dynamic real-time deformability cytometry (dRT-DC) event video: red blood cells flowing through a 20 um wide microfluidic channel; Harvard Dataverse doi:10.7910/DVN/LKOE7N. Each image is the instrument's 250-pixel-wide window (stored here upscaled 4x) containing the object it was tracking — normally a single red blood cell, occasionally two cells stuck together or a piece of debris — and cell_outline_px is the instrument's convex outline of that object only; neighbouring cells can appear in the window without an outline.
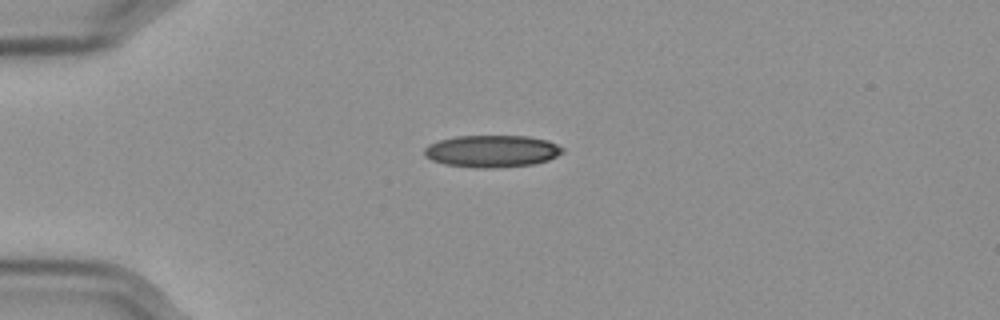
{"species": "Egyptian fruit bat (a non-hibernating species)", "species_latin": "Rousettus aegyptiacus", "temperature_condition": "cold", "stored_images_in_passage": 43, "camera_frame_rate_fps": 3000, "um_per_image_px": 0.085, "frame": {"image": 1, "passage_image": 1, "time_ms": 0.0, "image_size_px": [1000, 320], "cell_outline_px": [[564, 152], [548, 160], [532, 164], [496, 168], [476, 168], [444, 164], [432, 160], [424, 156], [424, 148], [428, 144], [440, 140], [456, 136], [528, 136], [548, 140], [564, 148]], "centroid_in_image_um": [41.8, 12.85], "position_along_channel_um": 43.2, "area_um2": 25.95}}
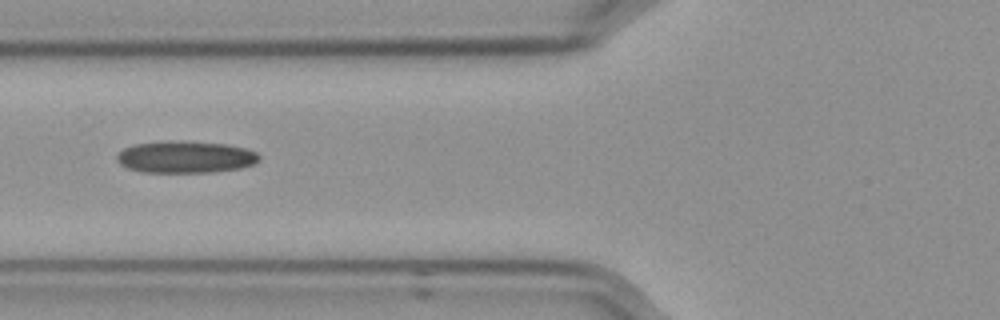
{"frame": {"image": 2, "passage_image": 9, "time_ms": 2.667, "image_size_px": [1000, 320], "cell_outline_px": [[260, 160], [252, 164], [240, 168], [212, 172], [144, 172], [128, 168], [120, 164], [116, 160], [116, 156], [124, 148], [132, 144], [168, 140], [184, 140], [228, 144], [244, 148], [256, 152], [260, 156]], "centroid_in_image_um": [15.75, 13.32], "position_along_channel_um": 110.1, "area_um2": 26.76}}
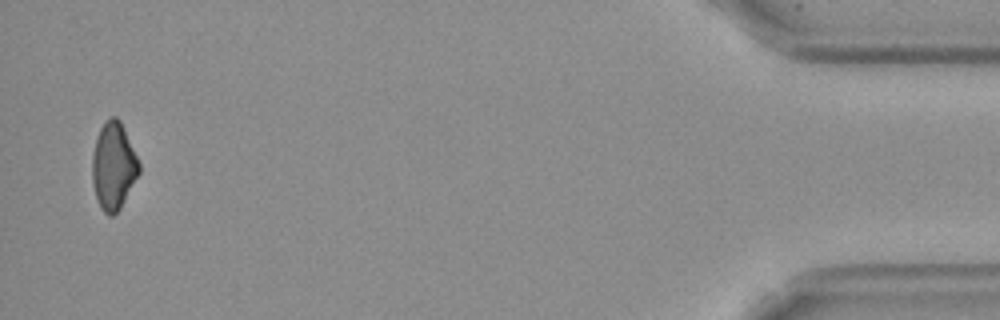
{"frame": {"image": 3, "passage_image": 42, "time_ms": 13.667, "image_size_px": [1000, 320], "cell_outline_px": [[140, 172], [120, 208], [112, 216], [108, 216], [100, 208], [96, 196], [92, 180], [92, 156], [96, 136], [104, 120], [108, 116], [116, 116], [120, 120], [124, 128], [140, 164]], "centroid_in_image_um": [9.63, 14.08], "position_along_channel_um": 425.6, "area_um2": 23.87}}